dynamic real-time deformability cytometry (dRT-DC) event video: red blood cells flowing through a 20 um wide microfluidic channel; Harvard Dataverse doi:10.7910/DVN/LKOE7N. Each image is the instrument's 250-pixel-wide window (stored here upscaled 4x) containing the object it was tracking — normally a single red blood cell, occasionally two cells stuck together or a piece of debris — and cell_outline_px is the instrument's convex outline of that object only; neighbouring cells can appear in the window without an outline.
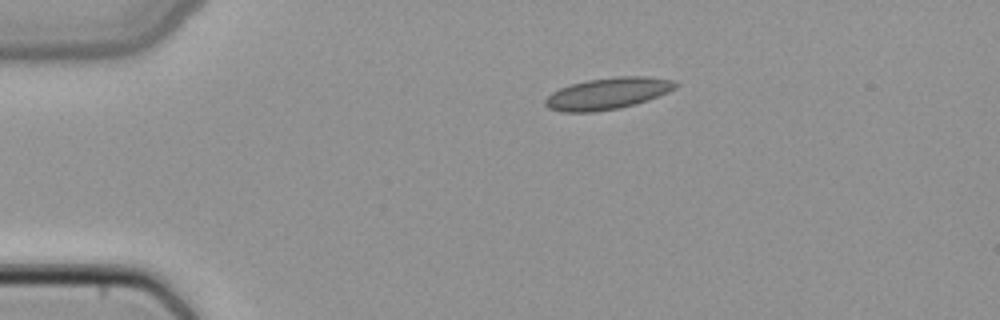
{"species": "common noctule bat (a hibernating species)", "species_latin": "Nyctalus noctula", "temperature_condition": "cold", "stored_images_in_passage": 2, "camera_frame_rate_fps": 3000, "um_per_image_px": 0.085, "animal": {"sex": "female", "body_mass_g": 22.7, "forearm_length_mm": 54.2}, "frame": {"image": 1, "passage_image": 1, "time_ms": 0.0, "image_size_px": [1000, 320], "cell_outline_px": [[680, 84], [676, 88], [668, 92], [648, 100], [636, 104], [620, 108], [592, 112], [560, 112], [548, 108], [544, 104], [544, 100], [552, 92], [560, 88], [572, 84], [588, 80], [612, 76], [644, 76], [676, 80]], "centroid_in_image_um": [51.68, 7.94], "position_along_channel_um": 33.3, "area_um2": 24.22}}